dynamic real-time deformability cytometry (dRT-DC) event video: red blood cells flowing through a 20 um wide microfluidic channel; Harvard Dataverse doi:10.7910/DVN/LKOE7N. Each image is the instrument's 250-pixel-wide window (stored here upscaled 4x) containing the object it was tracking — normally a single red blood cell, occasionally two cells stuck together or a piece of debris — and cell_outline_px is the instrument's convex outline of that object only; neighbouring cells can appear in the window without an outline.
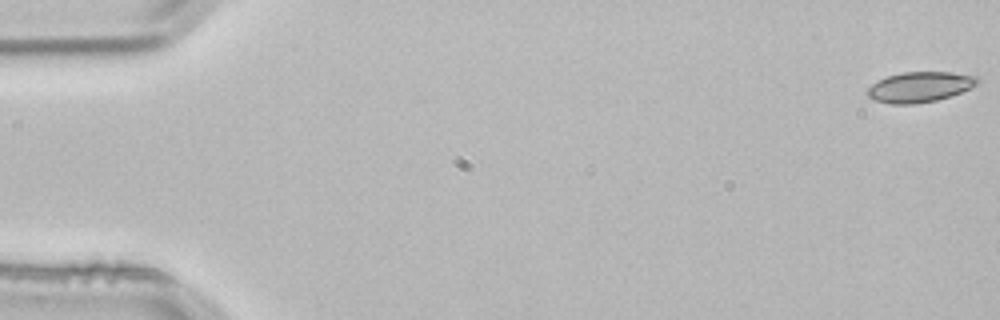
{"species": "common noctule bat (a hibernating species)", "species_latin": "Nyctalus noctula", "temperature_condition": "room temperature", "stored_images_in_passage": 3, "camera_frame_rate_fps": 3000, "um_per_image_px": 0.085, "animal": {"sex": "male", "body_mass_g": 21.5, "forearm_length_mm": 52.0}, "frame": {"image": 1, "passage_image": 1, "time_ms": 0.0, "image_size_px": [1000, 320], "cell_outline_px": [[980, 84], [960, 92], [936, 100], [916, 104], [892, 104], [872, 100], [864, 92], [872, 84], [888, 76], [904, 72], [952, 72], [980, 76]], "centroid_in_image_um": [78.2, 7.39], "position_along_channel_um": 6.8, "area_um2": 19.59}}